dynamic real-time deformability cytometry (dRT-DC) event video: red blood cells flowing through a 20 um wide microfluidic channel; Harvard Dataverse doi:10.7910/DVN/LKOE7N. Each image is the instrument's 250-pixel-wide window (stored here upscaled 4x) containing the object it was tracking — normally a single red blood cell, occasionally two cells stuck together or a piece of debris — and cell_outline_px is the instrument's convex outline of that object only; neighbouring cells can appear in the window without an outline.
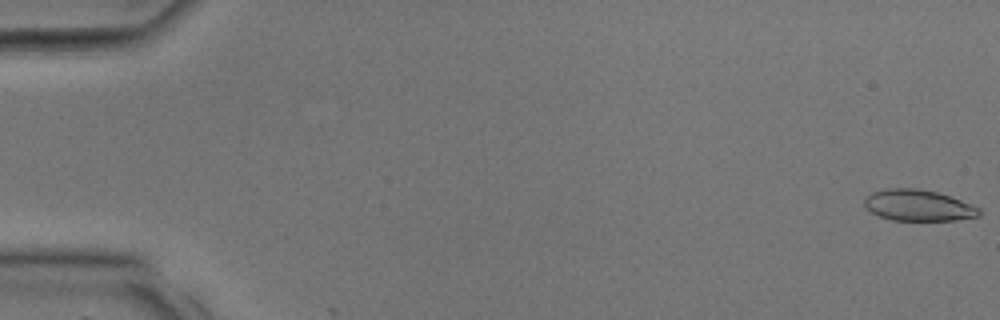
{"species": "common noctule bat (a hibernating species)", "species_latin": "Nyctalus noctula", "temperature_condition": "room temperature", "stored_images_in_passage": 36, "camera_frame_rate_fps": 3000, "um_per_image_px": 0.085, "animal": {"sex": "male", "body_mass_g": 17.9, "forearm_length_mm": 54.2}, "frame": {"image": 1, "passage_image": 1, "time_ms": 0.0, "image_size_px": [1000, 320], "cell_outline_px": [[980, 216], [956, 220], [892, 220], [880, 216], [864, 208], [864, 200], [872, 192], [888, 188], [916, 188], [936, 192], [960, 200], [980, 208]], "centroid_in_image_um": [78.04, 17.46], "position_along_channel_um": 7.0, "area_um2": 20.69}}
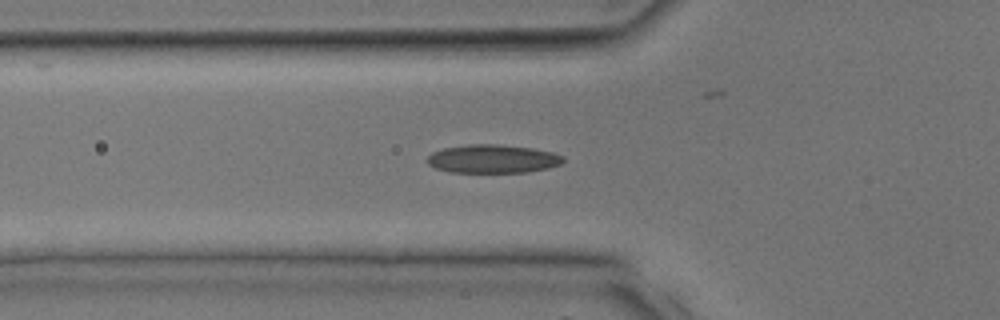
{"frame": {"image": 2, "passage_image": 13, "time_ms": 4.0, "image_size_px": [1000, 320], "cell_outline_px": [[564, 160], [560, 164], [548, 168], [528, 172], [452, 172], [436, 168], [428, 164], [428, 156], [432, 152], [444, 148], [468, 144], [500, 144], [532, 148], [552, 152], [564, 156]], "centroid_in_image_um": [41.9, 13.49], "position_along_channel_um": 83.9, "area_um2": 22.48}}
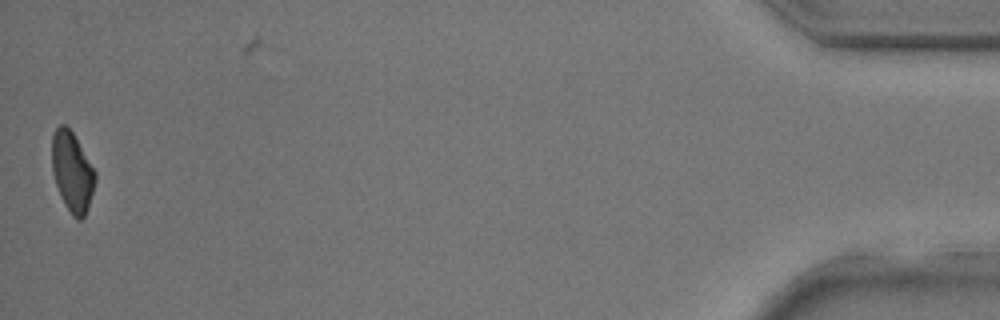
{"frame": {"image": 3, "passage_image": 35, "time_ms": 11.333, "image_size_px": [1000, 320], "cell_outline_px": [[96, 180], [88, 208], [84, 216], [80, 220], [76, 220], [72, 216], [64, 204], [60, 196], [52, 172], [52, 136], [56, 128], [60, 124], [64, 124], [72, 132], [96, 172]], "centroid_in_image_um": [6.13, 14.63], "position_along_channel_um": 429.1, "area_um2": 20.06}}